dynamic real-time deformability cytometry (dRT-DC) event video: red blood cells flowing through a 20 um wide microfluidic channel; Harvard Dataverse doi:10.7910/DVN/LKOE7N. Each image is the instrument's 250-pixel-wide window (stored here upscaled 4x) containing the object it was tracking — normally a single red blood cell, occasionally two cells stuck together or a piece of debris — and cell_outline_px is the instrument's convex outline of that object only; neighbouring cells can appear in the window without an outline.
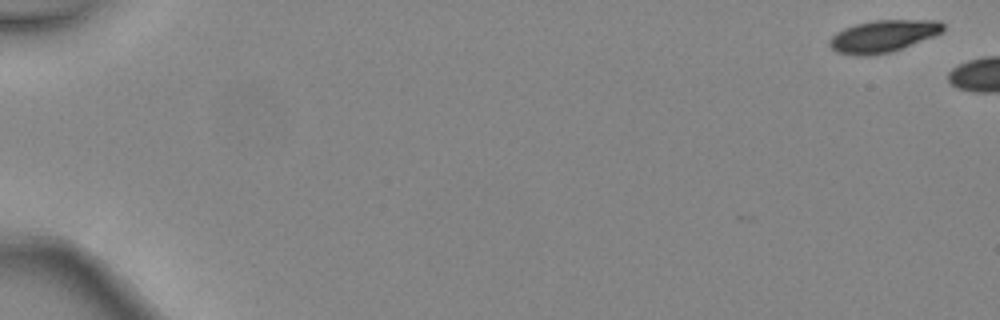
{"species": "common noctule bat (a hibernating species)", "species_latin": "Nyctalus noctula", "temperature_condition": "warm", "stored_images_in_passage": 3, "camera_frame_rate_fps": 3000, "um_per_image_px": 0.085, "animal": {"sex": "female", "body_mass_g": 24.6, "forearm_length_mm": 56.2}, "frame": {"image": 1, "passage_image": 1, "time_ms": 0.0, "image_size_px": [1000, 320], "cell_outline_px": [[944, 32], [892, 52], [868, 56], [856, 56], [836, 52], [828, 44], [828, 40], [836, 32], [844, 28], [856, 24], [872, 20], [940, 20], [944, 24]], "centroid_in_image_um": [75.06, 3.07], "position_along_channel_um": 9.9, "area_um2": 21.5}}